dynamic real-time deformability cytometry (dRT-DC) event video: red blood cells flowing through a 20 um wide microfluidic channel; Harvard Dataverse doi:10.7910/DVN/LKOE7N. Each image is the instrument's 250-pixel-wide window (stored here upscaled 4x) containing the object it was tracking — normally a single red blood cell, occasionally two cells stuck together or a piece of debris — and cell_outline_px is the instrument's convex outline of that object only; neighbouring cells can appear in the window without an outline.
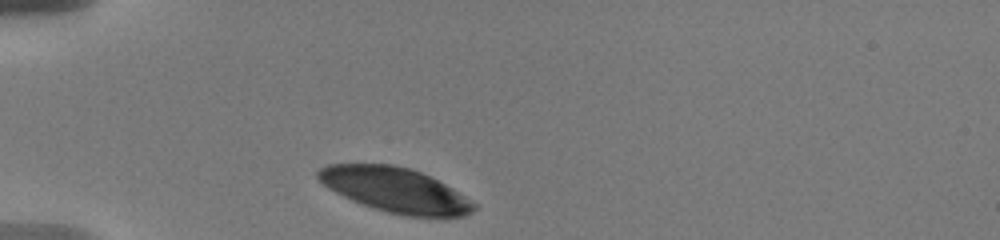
{"species": "human", "species_latin": "Homo sapiens", "temperature_condition": "warm", "stored_images_in_passage": 8, "camera_frame_rate_fps": 3000, "um_per_image_px": 0.085, "donor": {"sex": "male"}, "frame": {"image": 1, "passage_image": 1, "time_ms": 0.0, "image_size_px": [1000, 240], "cell_outline_px": [[480, 204], [472, 212], [464, 216], [404, 216], [372, 208], [352, 200], [328, 188], [316, 176], [316, 172], [320, 168], [328, 164], [392, 164], [412, 168], [452, 188]], "centroid_in_image_um": [33.62, 16.15], "position_along_channel_um": 51.4, "area_um2": 40.52}}
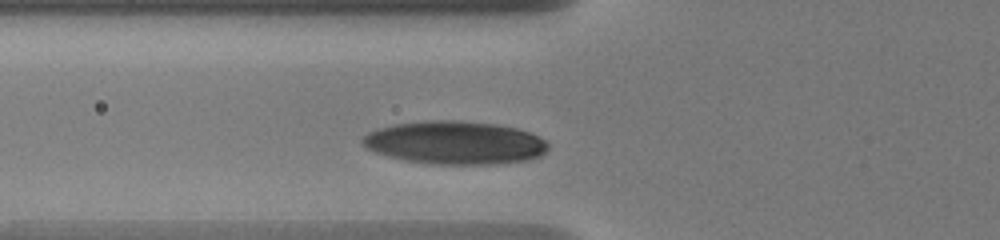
{"frame": {"image": 2, "passage_image": 6, "time_ms": 1.667, "image_size_px": [1000, 240], "cell_outline_px": [[548, 148], [540, 156], [528, 160], [496, 164], [428, 164], [404, 160], [388, 156], [376, 152], [368, 148], [360, 140], [368, 132], [380, 128], [396, 124], [440, 120], [452, 120], [496, 124], [516, 128], [528, 132], [544, 140], [548, 144]], "centroid_in_image_um": [38.68, 12.14], "position_along_channel_um": 87.1, "area_um2": 46.24}}
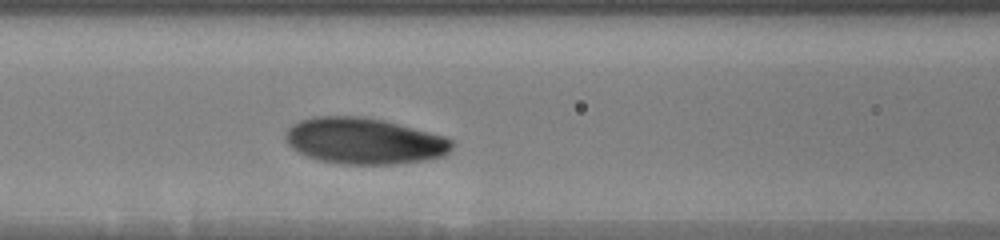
{"frame": {"image": 3, "passage_image": 8, "time_ms": 3.0, "image_size_px": [1000, 240], "cell_outline_px": [[452, 148], [444, 156], [424, 160], [396, 164], [340, 164], [316, 160], [292, 148], [288, 144], [284, 136], [288, 128], [292, 124], [300, 120], [312, 116], [364, 116], [384, 120], [444, 136], [452, 140]], "centroid_in_image_um": [30.93, 11.98], "position_along_channel_um": 135.7, "area_um2": 44.97}}